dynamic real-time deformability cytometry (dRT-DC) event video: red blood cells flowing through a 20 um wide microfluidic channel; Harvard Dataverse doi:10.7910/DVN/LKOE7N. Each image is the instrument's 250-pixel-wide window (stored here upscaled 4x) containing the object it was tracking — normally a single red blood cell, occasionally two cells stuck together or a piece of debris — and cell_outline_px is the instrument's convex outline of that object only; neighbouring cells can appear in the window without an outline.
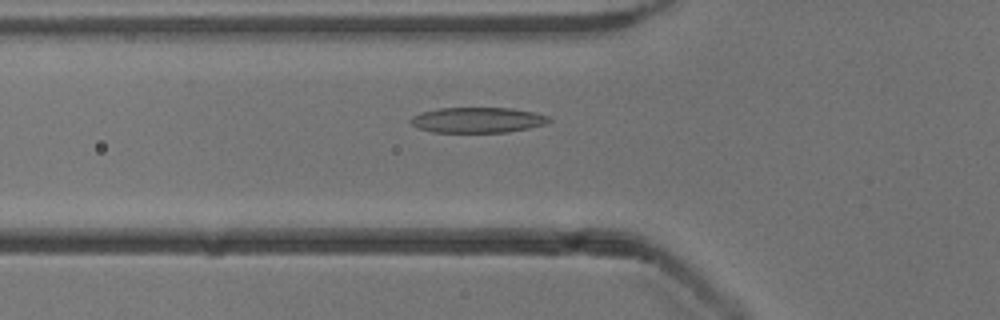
{"species": "common noctule bat (a hibernating species)", "species_latin": "Nyctalus noctula", "temperature_condition": "cold", "stored_images_in_passage": 41, "camera_frame_rate_fps": 3000, "um_per_image_px": 0.085, "animal": {"sex": "male", "body_mass_g": 13.3}, "frame": {"image": 1, "passage_image": 7, "time_ms": 2.0, "image_size_px": [1000, 320], "cell_outline_px": [[552, 120], [548, 124], [508, 132], [432, 132], [416, 128], [408, 120], [412, 116], [424, 112], [440, 108], [512, 108], [536, 112], [548, 116]], "centroid_in_image_um": [40.62, 10.2], "position_along_channel_um": 85.2, "area_um2": 20.63}}
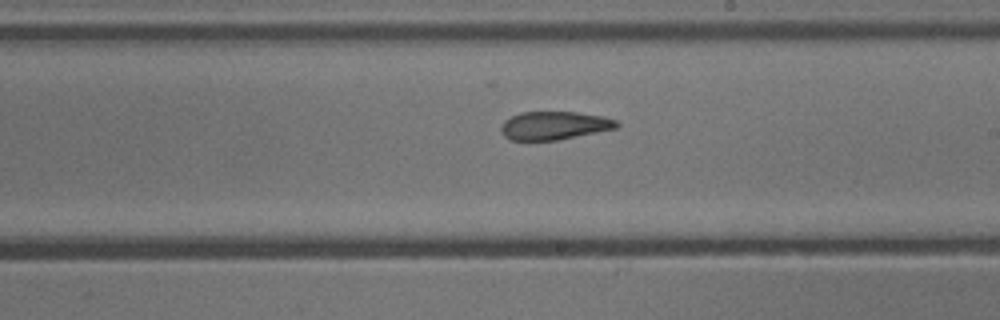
{"frame": {"image": 2, "passage_image": 19, "time_ms": 6.0, "image_size_px": [1000, 320], "cell_outline_px": [[620, 124], [616, 128], [556, 140], [508, 140], [504, 136], [500, 128], [504, 120], [520, 112], [576, 112], [604, 116], [616, 120]], "centroid_in_image_um": [47.09, 10.66], "position_along_channel_um": 241.9, "area_um2": 18.96}}
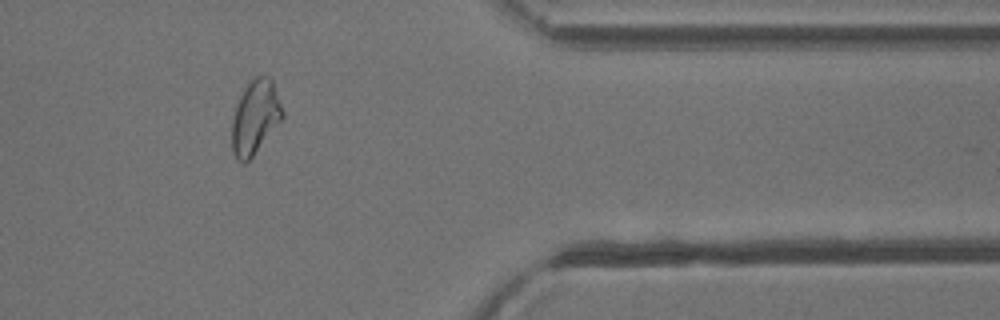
{"frame": {"image": 3, "passage_image": 32, "time_ms": 10.333, "image_size_px": [1000, 320], "cell_outline_px": [[284, 116], [252, 156], [244, 164], [236, 160], [232, 152], [232, 120], [236, 104], [248, 80], [256, 76], [272, 76], [284, 112]], "centroid_in_image_um": [21.68, 9.92], "position_along_channel_um": 389.7, "area_um2": 21.91}, "authors_computed_cell_mechanics": {"area_um2": 20.6346, "velocity_mm_per_s": 3.8902, "shape_relaxation_time_tau1_ms": 5.141, "shape_relaxation_time_tau2_ms": 2.0087, "deformation_change_tau1": 0.1642, "deformation_change_tau2": 0.1023}}